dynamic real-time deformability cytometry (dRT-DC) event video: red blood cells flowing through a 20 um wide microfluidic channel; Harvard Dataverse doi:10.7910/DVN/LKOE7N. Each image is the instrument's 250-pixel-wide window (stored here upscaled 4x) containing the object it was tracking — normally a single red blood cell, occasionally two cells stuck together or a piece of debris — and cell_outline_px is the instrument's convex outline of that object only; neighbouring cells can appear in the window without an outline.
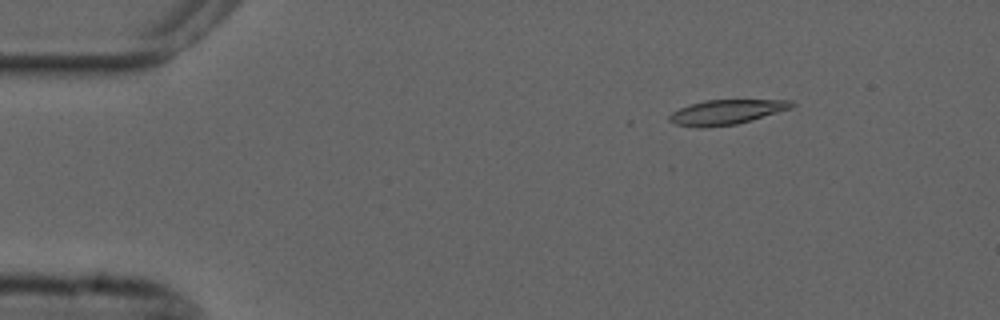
{"species": "common noctule bat (a hibernating species)", "species_latin": "Nyctalus noctula", "temperature_condition": "cold", "stored_images_in_passage": 20, "camera_frame_rate_fps": 3000, "um_per_image_px": 0.085, "animal": {"sex": "male", "forearm_length_mm": 52.5}, "frame": {"image": 1, "passage_image": 8, "time_ms": 2.333, "image_size_px": [1000, 320], "cell_outline_px": [[796, 104], [792, 108], [752, 120], [736, 124], [704, 128], [700, 128], [676, 124], [668, 120], [668, 116], [672, 112], [680, 108], [704, 100], [792, 100]], "centroid_in_image_um": [61.75, 9.53], "position_along_channel_um": 23.2, "area_um2": 17.63}}
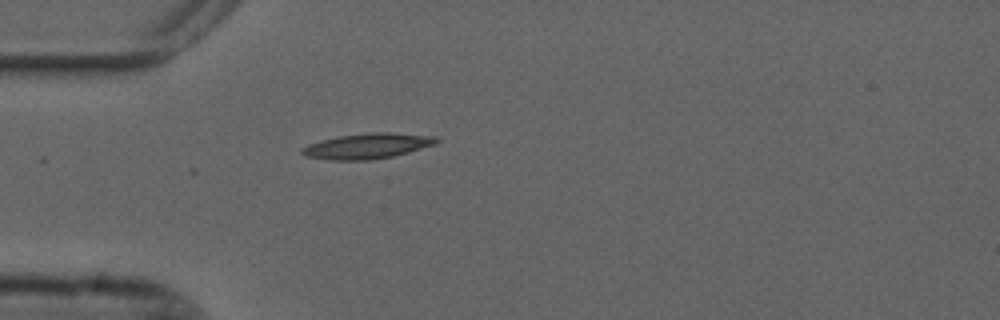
{"frame": {"image": 2, "passage_image": 16, "time_ms": 5.0, "image_size_px": [1000, 320], "cell_outline_px": [[440, 140], [436, 144], [408, 152], [392, 156], [372, 160], [332, 160], [304, 156], [300, 152], [300, 148], [308, 144], [340, 136], [372, 132], [392, 132], [436, 136]], "centroid_in_image_um": [31.24, 12.41], "position_along_channel_um": 53.8, "area_um2": 19.88}}
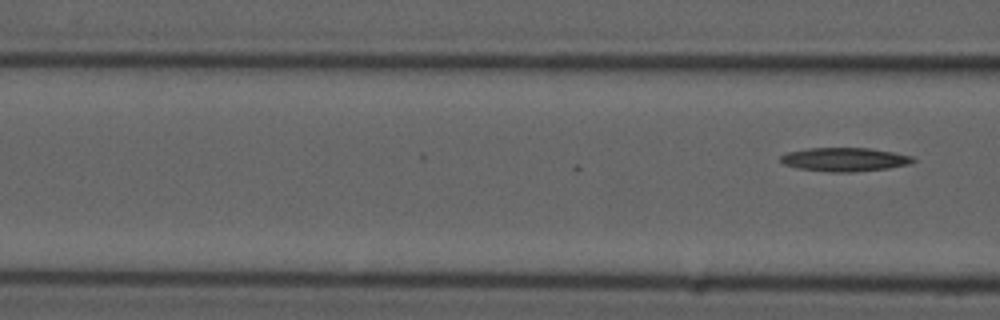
{"frame": {"image": 3, "passage_image": 20, "time_ms": 6.333, "image_size_px": [1000, 320], "cell_outline_px": [[916, 160], [908, 164], [888, 168], [852, 172], [828, 172], [796, 168], [784, 164], [780, 160], [780, 156], [788, 152], [808, 148], [868, 148], [892, 152], [912, 156]], "centroid_in_image_um": [71.76, 13.56], "position_along_channel_um": 94.8, "area_um2": 18.21}}